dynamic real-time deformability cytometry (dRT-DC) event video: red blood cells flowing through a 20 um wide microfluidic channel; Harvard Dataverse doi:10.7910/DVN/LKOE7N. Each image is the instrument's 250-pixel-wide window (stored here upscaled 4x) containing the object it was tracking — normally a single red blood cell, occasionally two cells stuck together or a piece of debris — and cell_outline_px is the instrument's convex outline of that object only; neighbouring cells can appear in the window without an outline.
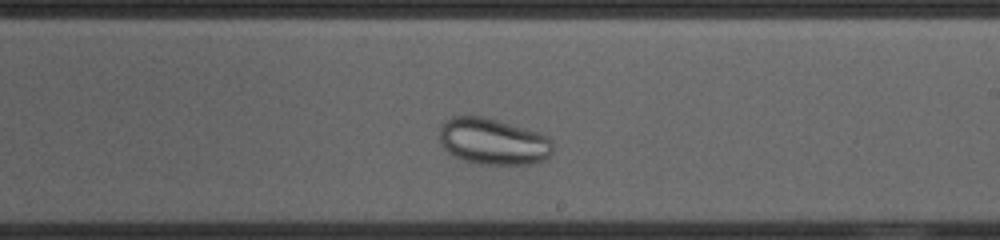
{"species": "common noctule bat (a hibernating species)", "species_latin": "Nyctalus noctula", "temperature_condition": "cold", "stored_images_in_passage": 38, "camera_frame_rate_fps": 3000, "um_per_image_px": 0.085, "animal": {"sex": "female", "body_mass_g": 23.0, "forearm_length_mm": 53.4}, "frame": {"image": 1, "passage_image": 25, "time_ms": 8.0, "image_size_px": [1000, 240], "cell_outline_px": [[552, 152], [544, 160], [532, 164], [480, 164], [464, 160], [448, 152], [440, 144], [440, 128], [444, 120], [452, 116], [484, 116], [536, 132], [548, 136], [552, 140]], "centroid_in_image_um": [41.89, 12.02], "position_along_channel_um": 247.1, "area_um2": 30.58}}
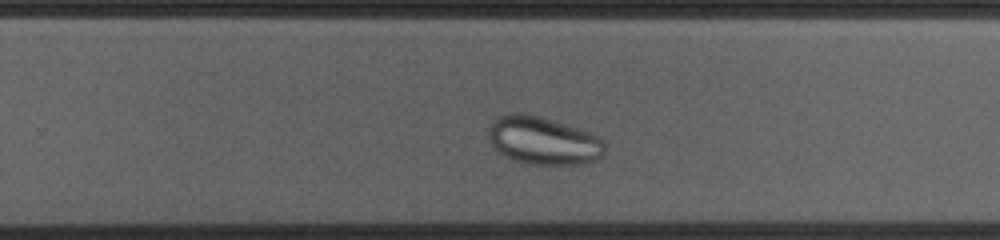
{"frame": {"image": 2, "passage_image": 28, "time_ms": 9.0, "image_size_px": [1000, 240], "cell_outline_px": [[604, 156], [588, 164], [528, 164], [504, 156], [492, 144], [488, 136], [488, 128], [492, 120], [496, 116], [508, 112], [524, 112], [540, 116], [600, 136], [604, 140]], "centroid_in_image_um": [46.16, 11.94], "position_along_channel_um": 283.6, "area_um2": 32.77}}
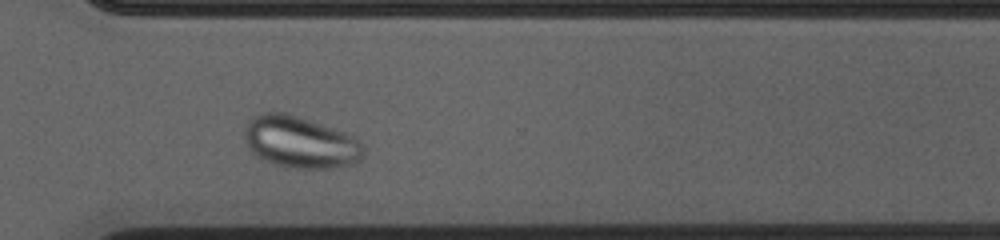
{"frame": {"image": 3, "passage_image": 33, "time_ms": 10.667, "image_size_px": [1000, 240], "cell_outline_px": [[364, 156], [356, 164], [332, 168], [288, 168], [272, 164], [256, 156], [248, 148], [244, 140], [244, 128], [252, 116], [264, 112], [284, 112], [344, 132], [352, 136], [364, 144]], "centroid_in_image_um": [25.51, 12.11], "position_along_channel_um": 345.1, "area_um2": 36.18}}